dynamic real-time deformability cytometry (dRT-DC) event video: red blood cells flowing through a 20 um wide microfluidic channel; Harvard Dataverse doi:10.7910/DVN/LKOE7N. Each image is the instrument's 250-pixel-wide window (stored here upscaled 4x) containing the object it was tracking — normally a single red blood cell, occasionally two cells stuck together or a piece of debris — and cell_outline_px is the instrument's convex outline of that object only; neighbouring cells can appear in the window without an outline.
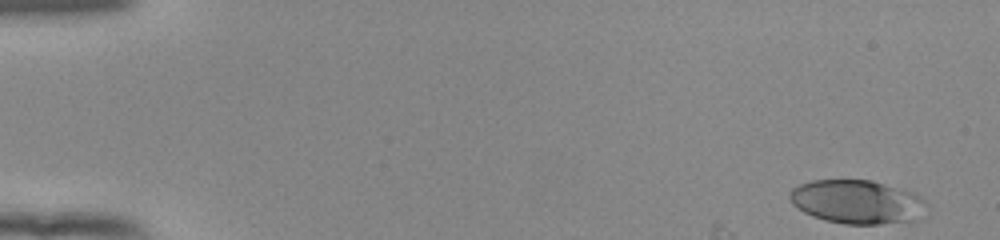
{"species": "human", "species_latin": "Homo sapiens", "temperature_condition": "room temperature", "stored_images_in_passage": 11, "camera_frame_rate_fps": 3000, "um_per_image_px": 0.085, "donor": {"sex": "female"}, "frame": {"image": 1, "passage_image": 1, "time_ms": 0.0, "image_size_px": [1000, 240], "cell_outline_px": [[928, 204], [920, 220], [880, 224], [844, 224], [824, 220], [812, 216], [804, 212], [792, 204], [788, 196], [788, 192], [792, 188], [800, 184], [812, 180], [872, 180], [912, 192], [920, 196]], "centroid_in_image_um": [72.86, 17.17], "position_along_channel_um": 12.1, "area_um2": 35.26}}